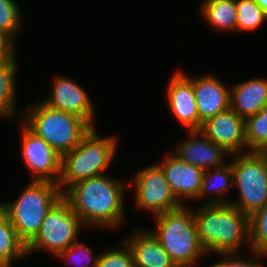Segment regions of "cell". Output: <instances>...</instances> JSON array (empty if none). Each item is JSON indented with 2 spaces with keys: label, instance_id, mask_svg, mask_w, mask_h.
Instances as JSON below:
<instances>
[{
  "label": "cell",
  "instance_id": "cell-15",
  "mask_svg": "<svg viewBox=\"0 0 267 267\" xmlns=\"http://www.w3.org/2000/svg\"><path fill=\"white\" fill-rule=\"evenodd\" d=\"M186 140L178 143L172 151L188 164L209 170L222 167L230 155L220 146L208 139L200 130H188Z\"/></svg>",
  "mask_w": 267,
  "mask_h": 267
},
{
  "label": "cell",
  "instance_id": "cell-28",
  "mask_svg": "<svg viewBox=\"0 0 267 267\" xmlns=\"http://www.w3.org/2000/svg\"><path fill=\"white\" fill-rule=\"evenodd\" d=\"M121 244L123 246L102 251L97 259L96 267H135L128 246L124 242Z\"/></svg>",
  "mask_w": 267,
  "mask_h": 267
},
{
  "label": "cell",
  "instance_id": "cell-19",
  "mask_svg": "<svg viewBox=\"0 0 267 267\" xmlns=\"http://www.w3.org/2000/svg\"><path fill=\"white\" fill-rule=\"evenodd\" d=\"M233 186V174L230 163L227 162L219 168L205 170L202 188L196 200L201 202L200 200L204 199L202 204L230 203V199L227 200L224 195H226ZM208 195H210V197H208Z\"/></svg>",
  "mask_w": 267,
  "mask_h": 267
},
{
  "label": "cell",
  "instance_id": "cell-6",
  "mask_svg": "<svg viewBox=\"0 0 267 267\" xmlns=\"http://www.w3.org/2000/svg\"><path fill=\"white\" fill-rule=\"evenodd\" d=\"M31 105L22 113L20 123L47 142L61 156L78 146L93 128L85 119L52 109L42 101Z\"/></svg>",
  "mask_w": 267,
  "mask_h": 267
},
{
  "label": "cell",
  "instance_id": "cell-5",
  "mask_svg": "<svg viewBox=\"0 0 267 267\" xmlns=\"http://www.w3.org/2000/svg\"><path fill=\"white\" fill-rule=\"evenodd\" d=\"M24 187L18 198L0 202V211L27 246L38 234L47 213L63 193L57 183L48 181L29 180Z\"/></svg>",
  "mask_w": 267,
  "mask_h": 267
},
{
  "label": "cell",
  "instance_id": "cell-29",
  "mask_svg": "<svg viewBox=\"0 0 267 267\" xmlns=\"http://www.w3.org/2000/svg\"><path fill=\"white\" fill-rule=\"evenodd\" d=\"M248 252H250L251 257L248 256L247 258L242 257L241 255L239 256L238 253L217 254V256H220L219 258L221 259L216 260L217 262L215 261L214 263H211L209 267H265V264H263L260 259H264L267 255L254 251Z\"/></svg>",
  "mask_w": 267,
  "mask_h": 267
},
{
  "label": "cell",
  "instance_id": "cell-31",
  "mask_svg": "<svg viewBox=\"0 0 267 267\" xmlns=\"http://www.w3.org/2000/svg\"><path fill=\"white\" fill-rule=\"evenodd\" d=\"M261 9L267 13V0H255Z\"/></svg>",
  "mask_w": 267,
  "mask_h": 267
},
{
  "label": "cell",
  "instance_id": "cell-3",
  "mask_svg": "<svg viewBox=\"0 0 267 267\" xmlns=\"http://www.w3.org/2000/svg\"><path fill=\"white\" fill-rule=\"evenodd\" d=\"M189 206L184 204L152 217L155 229H149L177 267H194L207 254L197 233L193 208Z\"/></svg>",
  "mask_w": 267,
  "mask_h": 267
},
{
  "label": "cell",
  "instance_id": "cell-27",
  "mask_svg": "<svg viewBox=\"0 0 267 267\" xmlns=\"http://www.w3.org/2000/svg\"><path fill=\"white\" fill-rule=\"evenodd\" d=\"M93 252L94 251H92V249L88 245L77 240L76 242L71 244L66 250L59 253L55 257V259H63L66 262L65 264L67 265V267L70 266L69 264H76L75 267H96L99 254H96V256H94Z\"/></svg>",
  "mask_w": 267,
  "mask_h": 267
},
{
  "label": "cell",
  "instance_id": "cell-2",
  "mask_svg": "<svg viewBox=\"0 0 267 267\" xmlns=\"http://www.w3.org/2000/svg\"><path fill=\"white\" fill-rule=\"evenodd\" d=\"M193 213L207 256L210 252L239 254L245 243L250 250L249 216L233 204H201L193 208Z\"/></svg>",
  "mask_w": 267,
  "mask_h": 267
},
{
  "label": "cell",
  "instance_id": "cell-18",
  "mask_svg": "<svg viewBox=\"0 0 267 267\" xmlns=\"http://www.w3.org/2000/svg\"><path fill=\"white\" fill-rule=\"evenodd\" d=\"M267 106V79L252 77L230 88V108L246 119Z\"/></svg>",
  "mask_w": 267,
  "mask_h": 267
},
{
  "label": "cell",
  "instance_id": "cell-11",
  "mask_svg": "<svg viewBox=\"0 0 267 267\" xmlns=\"http://www.w3.org/2000/svg\"><path fill=\"white\" fill-rule=\"evenodd\" d=\"M53 80L50 93L41 101L52 109L85 119L94 128L96 103L92 102L86 89L68 76L58 75Z\"/></svg>",
  "mask_w": 267,
  "mask_h": 267
},
{
  "label": "cell",
  "instance_id": "cell-25",
  "mask_svg": "<svg viewBox=\"0 0 267 267\" xmlns=\"http://www.w3.org/2000/svg\"><path fill=\"white\" fill-rule=\"evenodd\" d=\"M22 7L17 0H0V32L17 44V35L24 25ZM23 23V24H22Z\"/></svg>",
  "mask_w": 267,
  "mask_h": 267
},
{
  "label": "cell",
  "instance_id": "cell-1",
  "mask_svg": "<svg viewBox=\"0 0 267 267\" xmlns=\"http://www.w3.org/2000/svg\"><path fill=\"white\" fill-rule=\"evenodd\" d=\"M109 176L106 173L80 181L63 194L85 228L118 230L125 221V184L128 182Z\"/></svg>",
  "mask_w": 267,
  "mask_h": 267
},
{
  "label": "cell",
  "instance_id": "cell-20",
  "mask_svg": "<svg viewBox=\"0 0 267 267\" xmlns=\"http://www.w3.org/2000/svg\"><path fill=\"white\" fill-rule=\"evenodd\" d=\"M200 4V15L214 31L236 32V0H204Z\"/></svg>",
  "mask_w": 267,
  "mask_h": 267
},
{
  "label": "cell",
  "instance_id": "cell-13",
  "mask_svg": "<svg viewBox=\"0 0 267 267\" xmlns=\"http://www.w3.org/2000/svg\"><path fill=\"white\" fill-rule=\"evenodd\" d=\"M166 103L170 113L188 130H200L202 123L199 121L195 101L193 83L178 69L172 74L166 88Z\"/></svg>",
  "mask_w": 267,
  "mask_h": 267
},
{
  "label": "cell",
  "instance_id": "cell-16",
  "mask_svg": "<svg viewBox=\"0 0 267 267\" xmlns=\"http://www.w3.org/2000/svg\"><path fill=\"white\" fill-rule=\"evenodd\" d=\"M182 72L193 83V91L201 123L230 108V87L223 84V81L216 74L209 73L190 77L185 71Z\"/></svg>",
  "mask_w": 267,
  "mask_h": 267
},
{
  "label": "cell",
  "instance_id": "cell-22",
  "mask_svg": "<svg viewBox=\"0 0 267 267\" xmlns=\"http://www.w3.org/2000/svg\"><path fill=\"white\" fill-rule=\"evenodd\" d=\"M27 246L19 238L14 226L0 211V267H14L15 261L25 260ZM21 258V259H20Z\"/></svg>",
  "mask_w": 267,
  "mask_h": 267
},
{
  "label": "cell",
  "instance_id": "cell-21",
  "mask_svg": "<svg viewBox=\"0 0 267 267\" xmlns=\"http://www.w3.org/2000/svg\"><path fill=\"white\" fill-rule=\"evenodd\" d=\"M17 55L12 59L0 63V118L20 120L22 113H17ZM16 116V117H15ZM8 117V118H7Z\"/></svg>",
  "mask_w": 267,
  "mask_h": 267
},
{
  "label": "cell",
  "instance_id": "cell-9",
  "mask_svg": "<svg viewBox=\"0 0 267 267\" xmlns=\"http://www.w3.org/2000/svg\"><path fill=\"white\" fill-rule=\"evenodd\" d=\"M135 173L128 183L129 187L135 188V208L143 210L142 212L146 210L155 217L183 205L174 195L164 171L157 163Z\"/></svg>",
  "mask_w": 267,
  "mask_h": 267
},
{
  "label": "cell",
  "instance_id": "cell-12",
  "mask_svg": "<svg viewBox=\"0 0 267 267\" xmlns=\"http://www.w3.org/2000/svg\"><path fill=\"white\" fill-rule=\"evenodd\" d=\"M200 131L229 155L248 152L245 119L231 108L206 120L202 123Z\"/></svg>",
  "mask_w": 267,
  "mask_h": 267
},
{
  "label": "cell",
  "instance_id": "cell-30",
  "mask_svg": "<svg viewBox=\"0 0 267 267\" xmlns=\"http://www.w3.org/2000/svg\"><path fill=\"white\" fill-rule=\"evenodd\" d=\"M16 44L0 32V63L12 59L16 53Z\"/></svg>",
  "mask_w": 267,
  "mask_h": 267
},
{
  "label": "cell",
  "instance_id": "cell-14",
  "mask_svg": "<svg viewBox=\"0 0 267 267\" xmlns=\"http://www.w3.org/2000/svg\"><path fill=\"white\" fill-rule=\"evenodd\" d=\"M161 161H157V164L164 171L166 180L176 198L183 205L190 200L195 201L202 188L204 170L182 161L175 154L169 152Z\"/></svg>",
  "mask_w": 267,
  "mask_h": 267
},
{
  "label": "cell",
  "instance_id": "cell-23",
  "mask_svg": "<svg viewBox=\"0 0 267 267\" xmlns=\"http://www.w3.org/2000/svg\"><path fill=\"white\" fill-rule=\"evenodd\" d=\"M245 140L248 151H267V106L245 119Z\"/></svg>",
  "mask_w": 267,
  "mask_h": 267
},
{
  "label": "cell",
  "instance_id": "cell-24",
  "mask_svg": "<svg viewBox=\"0 0 267 267\" xmlns=\"http://www.w3.org/2000/svg\"><path fill=\"white\" fill-rule=\"evenodd\" d=\"M236 8V32L256 31L267 21V13L259 7L255 0H236Z\"/></svg>",
  "mask_w": 267,
  "mask_h": 267
},
{
  "label": "cell",
  "instance_id": "cell-7",
  "mask_svg": "<svg viewBox=\"0 0 267 267\" xmlns=\"http://www.w3.org/2000/svg\"><path fill=\"white\" fill-rule=\"evenodd\" d=\"M230 158L239 197L230 203L250 216L267 202V153L248 151Z\"/></svg>",
  "mask_w": 267,
  "mask_h": 267
},
{
  "label": "cell",
  "instance_id": "cell-8",
  "mask_svg": "<svg viewBox=\"0 0 267 267\" xmlns=\"http://www.w3.org/2000/svg\"><path fill=\"white\" fill-rule=\"evenodd\" d=\"M84 224L62 196L49 210L35 238L27 245V256L45 250L52 257L78 240Z\"/></svg>",
  "mask_w": 267,
  "mask_h": 267
},
{
  "label": "cell",
  "instance_id": "cell-26",
  "mask_svg": "<svg viewBox=\"0 0 267 267\" xmlns=\"http://www.w3.org/2000/svg\"><path fill=\"white\" fill-rule=\"evenodd\" d=\"M250 251L267 255V202L249 216Z\"/></svg>",
  "mask_w": 267,
  "mask_h": 267
},
{
  "label": "cell",
  "instance_id": "cell-17",
  "mask_svg": "<svg viewBox=\"0 0 267 267\" xmlns=\"http://www.w3.org/2000/svg\"><path fill=\"white\" fill-rule=\"evenodd\" d=\"M132 230L123 240L132 253L135 267H177L148 228Z\"/></svg>",
  "mask_w": 267,
  "mask_h": 267
},
{
  "label": "cell",
  "instance_id": "cell-4",
  "mask_svg": "<svg viewBox=\"0 0 267 267\" xmlns=\"http://www.w3.org/2000/svg\"><path fill=\"white\" fill-rule=\"evenodd\" d=\"M96 128H92L72 151L62 155L57 184L63 194L73 184L105 174L110 169L118 151L119 139L112 135L102 138Z\"/></svg>",
  "mask_w": 267,
  "mask_h": 267
},
{
  "label": "cell",
  "instance_id": "cell-10",
  "mask_svg": "<svg viewBox=\"0 0 267 267\" xmlns=\"http://www.w3.org/2000/svg\"><path fill=\"white\" fill-rule=\"evenodd\" d=\"M21 124V157L26 168L32 174L30 181L58 183L61 175L62 156L23 123Z\"/></svg>",
  "mask_w": 267,
  "mask_h": 267
}]
</instances>
